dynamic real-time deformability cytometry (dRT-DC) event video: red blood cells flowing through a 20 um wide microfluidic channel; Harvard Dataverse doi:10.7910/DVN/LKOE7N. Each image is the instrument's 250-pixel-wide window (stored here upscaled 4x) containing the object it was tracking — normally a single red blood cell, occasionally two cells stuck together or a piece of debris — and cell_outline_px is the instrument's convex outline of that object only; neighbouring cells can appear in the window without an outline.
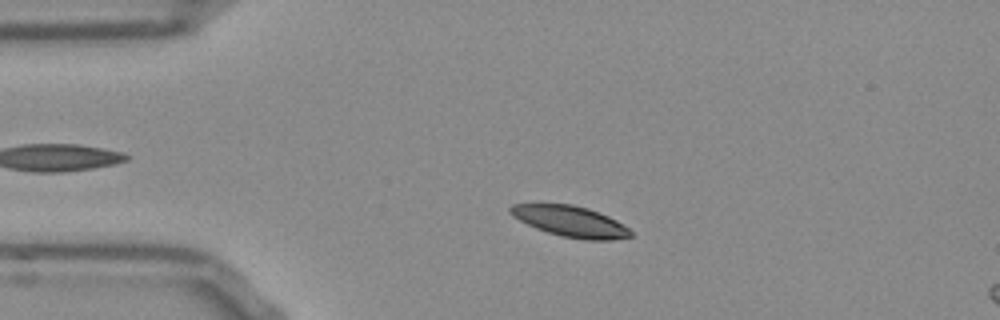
{"species": "Egyptian fruit bat (a non-hibernating species)", "species_latin": "Rousettus aegyptiacus", "temperature_condition": "room temperature", "stored_images_in_passage": 51, "camera_frame_rate_fps": 3000, "um_per_image_px": 0.085, "frame": {"image": 1, "passage_image": 9, "time_ms": 2.667, "image_size_px": [1000, 320], "cell_outline_px": [[632, 236], [612, 240], [584, 240], [560, 236], [536, 228], [512, 216], [508, 212], [508, 208], [512, 204], [572, 204], [588, 208], [608, 216], [616, 220], [628, 228], [632, 232]], "centroid_in_image_um": [48.48, 18.82], "position_along_channel_um": 36.5, "area_um2": 21.62}}
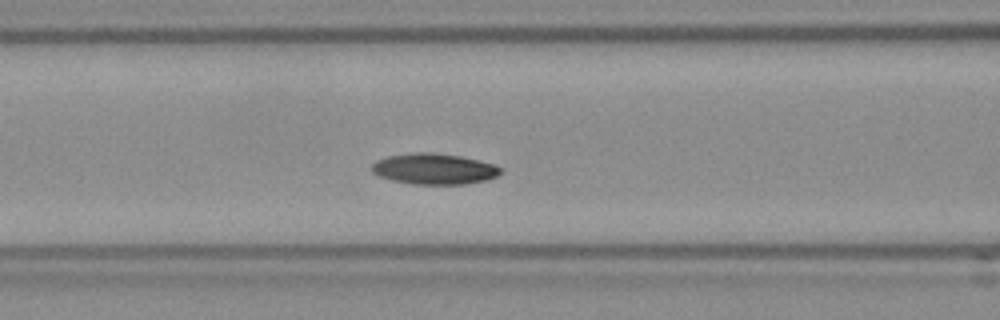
{"frame": {"image": 2, "passage_image": 19, "time_ms": 6.0, "image_size_px": [1000, 320], "cell_outline_px": [[500, 172], [496, 176], [488, 180], [464, 184], [412, 184], [392, 180], [380, 176], [372, 172], [372, 164], [376, 160], [388, 156], [416, 152], [432, 152], [460, 156], [496, 164], [500, 168]], "centroid_in_image_um": [36.9, 14.35], "position_along_channel_um": 129.7, "area_um2": 23.12}}
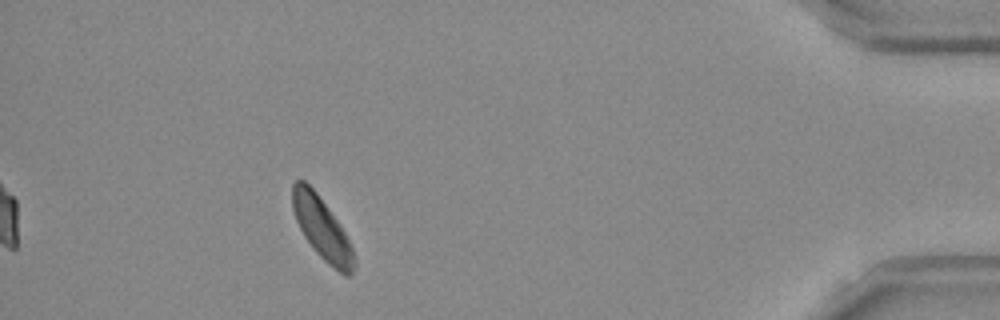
{"frame": {"image": 3, "passage_image": 46, "time_ms": 15.0, "image_size_px": [1000, 320], "cell_outline_px": [[356, 264], [352, 272], [348, 276], [344, 276], [328, 264], [316, 252], [304, 236], [296, 220], [292, 208], [292, 184], [296, 180], [304, 180], [316, 192], [340, 224], [352, 248]], "centroid_in_image_um": [27.36, 19.43], "position_along_channel_um": 407.8, "area_um2": 22.02}, "authors_computed_cell_mechanics": {"area_um2": 22.3686, "velocity_mm_per_s": 3.7427, "shape_relaxation_time_tau1_ms": 3.6012, "shape_relaxation_time_tau2_ms": null, "deformation_change_tau1": 0.0727, "deformation_change_tau2": null}}